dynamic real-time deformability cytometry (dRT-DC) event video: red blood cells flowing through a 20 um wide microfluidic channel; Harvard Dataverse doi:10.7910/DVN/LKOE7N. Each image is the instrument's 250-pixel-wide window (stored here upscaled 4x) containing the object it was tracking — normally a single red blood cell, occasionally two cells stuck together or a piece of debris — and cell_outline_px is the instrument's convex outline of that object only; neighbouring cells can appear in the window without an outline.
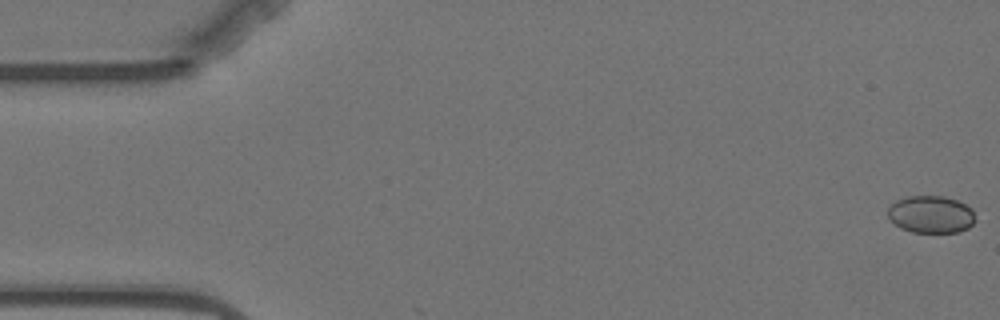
{"species": "Egyptian fruit bat (a non-hibernating species)", "species_latin": "Rousettus aegyptiacus", "temperature_condition": "warm", "stored_images_in_passage": 6, "camera_frame_rate_fps": 3000, "um_per_image_px": 0.085, "animal": {"sex": "female"}, "frame": {"image": 1, "passage_image": 1, "time_ms": 0.0, "image_size_px": [1000, 320], "cell_outline_px": [[976, 220], [968, 228], [960, 232], [912, 232], [900, 228], [888, 216], [888, 208], [896, 200], [908, 196], [944, 196], [956, 200], [972, 208]], "centroid_in_image_um": [79.15, 18.22], "position_along_channel_um": 5.9, "area_um2": 19.02}}
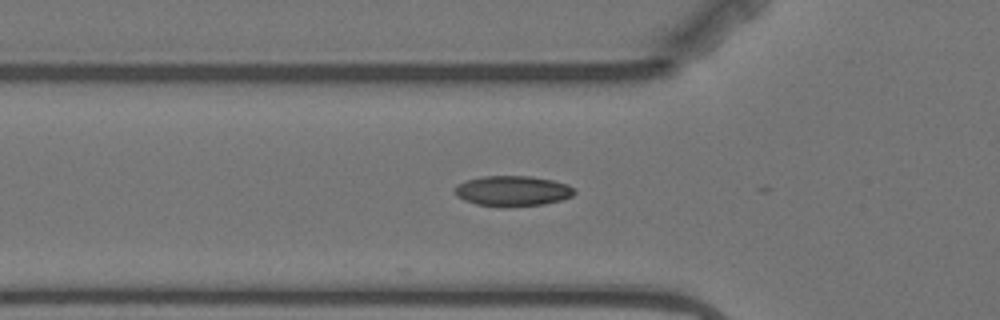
{"frame": {"image": 2, "passage_image": 6, "time_ms": 6.0, "image_size_px": [1000, 320], "cell_outline_px": [[576, 192], [572, 196], [560, 200], [544, 204], [508, 208], [476, 204], [464, 200], [456, 196], [456, 184], [468, 180], [484, 176], [532, 176], [552, 180], [568, 184]], "centroid_in_image_um": [43.58, 16.24], "position_along_channel_um": 82.2, "area_um2": 21.27}}